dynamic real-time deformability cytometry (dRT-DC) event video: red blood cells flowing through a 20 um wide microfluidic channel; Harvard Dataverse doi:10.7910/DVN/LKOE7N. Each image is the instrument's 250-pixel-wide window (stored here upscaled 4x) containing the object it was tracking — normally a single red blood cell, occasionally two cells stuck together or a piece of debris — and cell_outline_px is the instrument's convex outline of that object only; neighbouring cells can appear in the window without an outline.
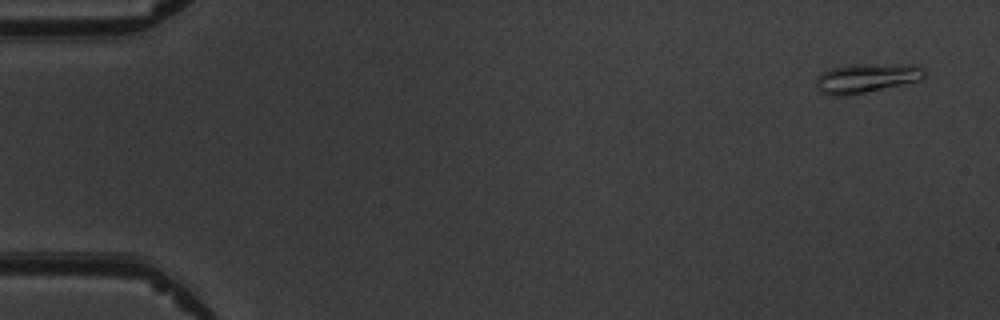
{"species": "common noctule bat (a hibernating species)", "species_latin": "Nyctalus noctula", "temperature_condition": "warm", "stored_images_in_passage": 5, "camera_frame_rate_fps": 3000, "um_per_image_px": 0.085, "animal": {"sex": "male", "body_mass_g": 19.5, "forearm_length_mm": 54.6}, "frame": {"image": 1, "passage_image": 1, "time_ms": 0.0, "image_size_px": [1000, 320], "cell_outline_px": [[924, 76], [920, 80], [864, 92], [844, 96], [828, 96], [820, 92], [816, 84], [816, 76], [820, 72], [832, 68], [848, 64], [916, 64], [924, 68]], "centroid_in_image_um": [73.6, 6.62], "position_along_channel_um": 11.4, "area_um2": 18.61}}